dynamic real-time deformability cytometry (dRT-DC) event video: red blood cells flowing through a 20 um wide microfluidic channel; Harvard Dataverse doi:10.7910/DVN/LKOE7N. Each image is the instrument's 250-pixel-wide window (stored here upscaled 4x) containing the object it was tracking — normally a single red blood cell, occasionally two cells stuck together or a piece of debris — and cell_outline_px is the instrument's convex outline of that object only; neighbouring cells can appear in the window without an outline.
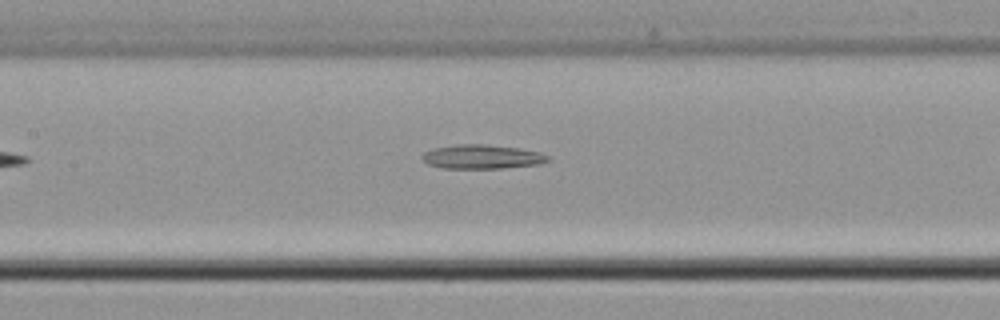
{"species": "common noctule bat (a hibernating species)", "species_latin": "Nyctalus noctula", "temperature_condition": "cold", "stored_images_in_passage": 19, "camera_frame_rate_fps": 3000, "um_per_image_px": 0.085, "animal": {"sex": "male", "body_mass_g": 21.5, "forearm_length_mm": 52.0}, "frame": {"image": 1, "passage_image": 11, "time_ms": 3.333, "image_size_px": [1000, 320], "cell_outline_px": [[552, 160], [536, 164], [500, 168], [444, 168], [428, 164], [420, 156], [424, 152], [432, 148], [456, 144], [484, 144], [516, 148], [540, 152], [552, 156]], "centroid_in_image_um": [40.97, 13.31], "position_along_channel_um": 166.4, "area_um2": 17.63}}
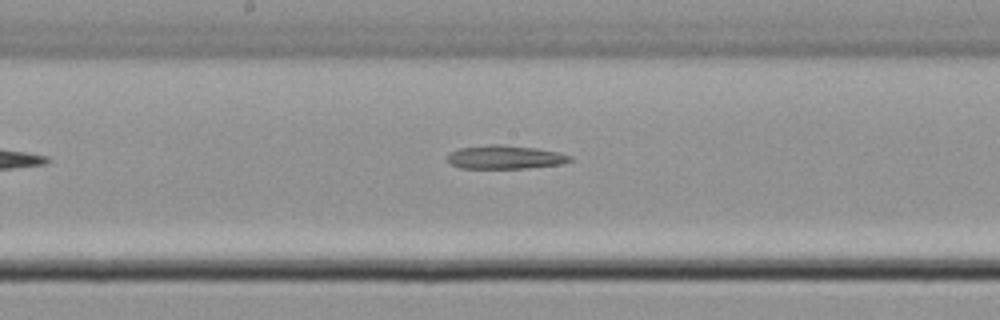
{"frame": {"image": 2, "passage_image": 14, "time_ms": 4.333, "image_size_px": [1000, 320], "cell_outline_px": [[572, 160], [564, 164], [524, 168], [460, 168], [452, 164], [448, 160], [448, 152], [460, 148], [488, 144], [500, 144], [536, 148], [560, 152], [572, 156]], "centroid_in_image_um": [42.96, 13.35], "position_along_channel_um": 205.2, "area_um2": 16.94}}